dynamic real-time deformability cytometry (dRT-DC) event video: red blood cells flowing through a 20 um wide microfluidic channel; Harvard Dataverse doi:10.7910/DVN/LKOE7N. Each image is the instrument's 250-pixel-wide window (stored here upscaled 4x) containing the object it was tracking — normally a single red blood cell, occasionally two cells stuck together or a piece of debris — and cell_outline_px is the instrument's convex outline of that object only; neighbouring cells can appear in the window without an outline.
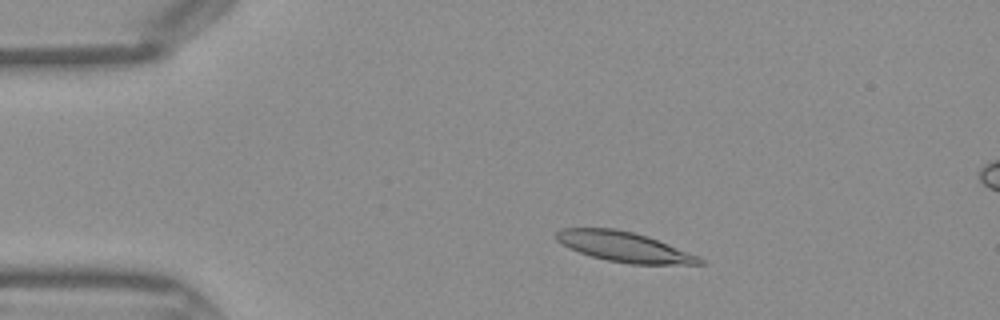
{"species": "Egyptian fruit bat (a non-hibernating species)", "species_latin": "Rousettus aegyptiacus", "temperature_condition": "warm", "stored_images_in_passage": 44, "segment_of_instrument_passage": [1, 2], "camera_frame_rate_fps": 3000, "um_per_image_px": 0.085, "frame": {"image": 1, "passage_image": 7, "time_ms": 2.0, "image_size_px": [1000, 320], "cell_outline_px": [[704, 264], [632, 264], [608, 260], [592, 256], [568, 248], [556, 240], [556, 232], [560, 228], [612, 228], [632, 232], [648, 236], [700, 256], [704, 260]], "centroid_in_image_um": [53.06, 20.97], "position_along_channel_um": 31.9, "area_um2": 24.97}}
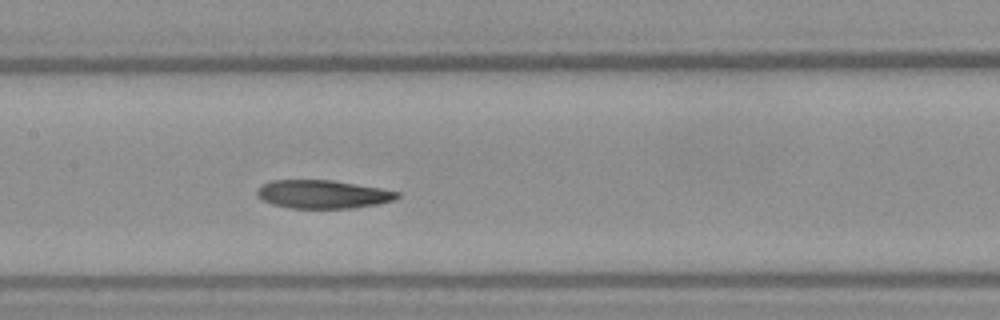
{"frame": {"image": 2, "passage_image": 20, "time_ms": 6.333, "image_size_px": [1000, 320], "cell_outline_px": [[400, 196], [392, 200], [376, 204], [352, 208], [292, 208], [272, 204], [256, 196], [256, 188], [272, 180], [332, 180], [380, 188], [400, 192]], "centroid_in_image_um": [27.41, 16.51], "position_along_channel_um": 180.0, "area_um2": 23.0}}
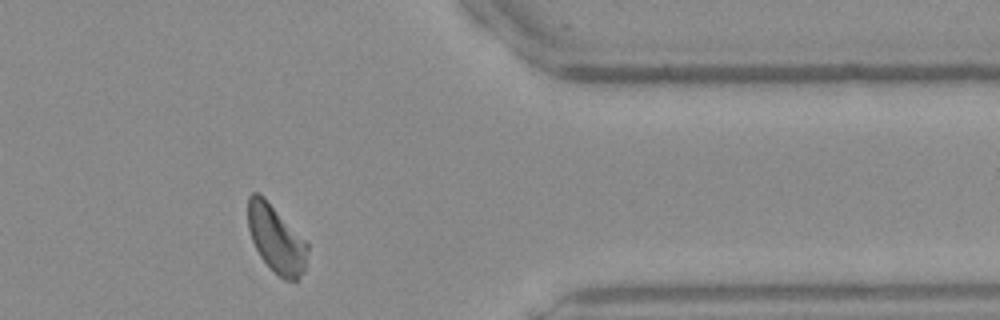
{"frame": {"image": 3, "passage_image": 35, "time_ms": 11.333, "image_size_px": [1000, 320], "cell_outline_px": [[308, 248], [304, 272], [296, 280], [284, 280], [260, 256], [252, 240], [248, 228], [248, 196], [252, 192], [256, 192], [264, 196], [308, 244]], "centroid_in_image_um": [23.46, 20.29], "position_along_channel_um": 387.9, "area_um2": 23.0}}